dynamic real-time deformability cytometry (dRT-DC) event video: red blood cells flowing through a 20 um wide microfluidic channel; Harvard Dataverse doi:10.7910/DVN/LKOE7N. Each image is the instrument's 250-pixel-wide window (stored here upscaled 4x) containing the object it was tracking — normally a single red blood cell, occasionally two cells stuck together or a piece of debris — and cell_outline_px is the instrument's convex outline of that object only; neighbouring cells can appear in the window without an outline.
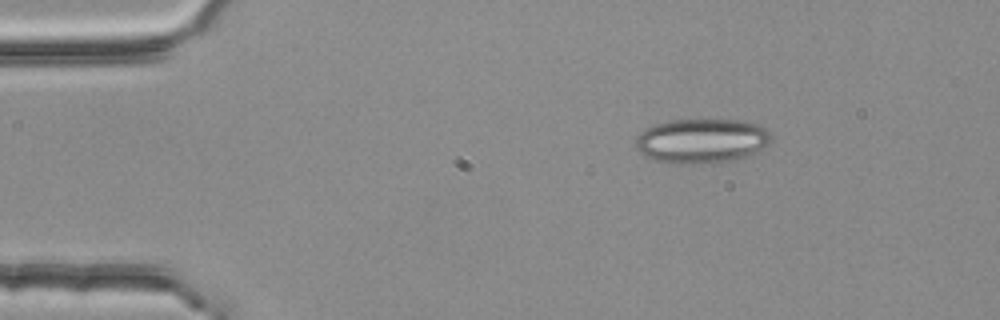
{"species": "common noctule bat (a hibernating species)", "species_latin": "Nyctalus noctula", "temperature_condition": "room temperature", "stored_images_in_passage": 2, "camera_frame_rate_fps": 3000, "um_per_image_px": 0.085, "animal": {"sex": "female", "body_mass_g": 25.1}, "frame": {"image": 1, "passage_image": 1, "time_ms": 0.0, "image_size_px": [1000, 320], "cell_outline_px": [[772, 136], [768, 144], [736, 160], [712, 164], [680, 164], [652, 160], [644, 156], [636, 148], [636, 136], [640, 132], [652, 124], [672, 120], [748, 120], [768, 128]], "centroid_in_image_um": [59.62, 11.97], "position_along_channel_um": 25.4, "area_um2": 35.66}}